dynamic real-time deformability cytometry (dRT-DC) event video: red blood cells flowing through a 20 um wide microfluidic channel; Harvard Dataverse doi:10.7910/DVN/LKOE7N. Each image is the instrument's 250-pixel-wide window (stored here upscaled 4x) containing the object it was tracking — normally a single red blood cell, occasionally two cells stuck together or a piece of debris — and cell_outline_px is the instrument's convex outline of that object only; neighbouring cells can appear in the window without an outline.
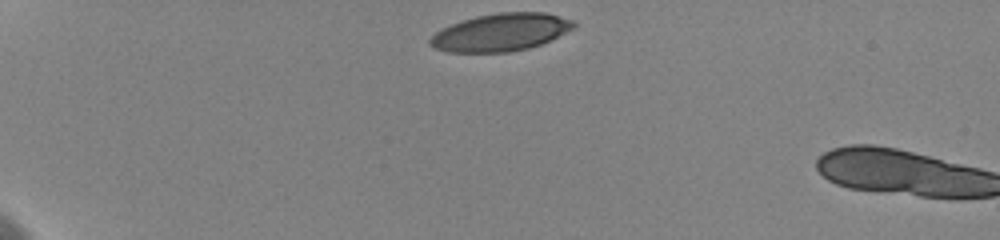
{"species": "human", "species_latin": "Homo sapiens", "temperature_condition": "cold", "stored_images_in_passage": 5, "camera_frame_rate_fps": 3000, "um_per_image_px": 0.085, "donor": {"sex": "female"}, "frame": {"image": 1, "passage_image": 1, "time_ms": 0.0, "image_size_px": [1000, 240], "cell_outline_px": [[576, 28], [552, 40], [528, 48], [508, 52], [448, 52], [432, 48], [428, 44], [428, 40], [436, 32], [460, 20], [476, 16], [500, 12], [544, 12], [572, 20], [576, 24]], "centroid_in_image_um": [42.57, 2.75], "position_along_channel_um": 42.4, "area_um2": 31.62}}